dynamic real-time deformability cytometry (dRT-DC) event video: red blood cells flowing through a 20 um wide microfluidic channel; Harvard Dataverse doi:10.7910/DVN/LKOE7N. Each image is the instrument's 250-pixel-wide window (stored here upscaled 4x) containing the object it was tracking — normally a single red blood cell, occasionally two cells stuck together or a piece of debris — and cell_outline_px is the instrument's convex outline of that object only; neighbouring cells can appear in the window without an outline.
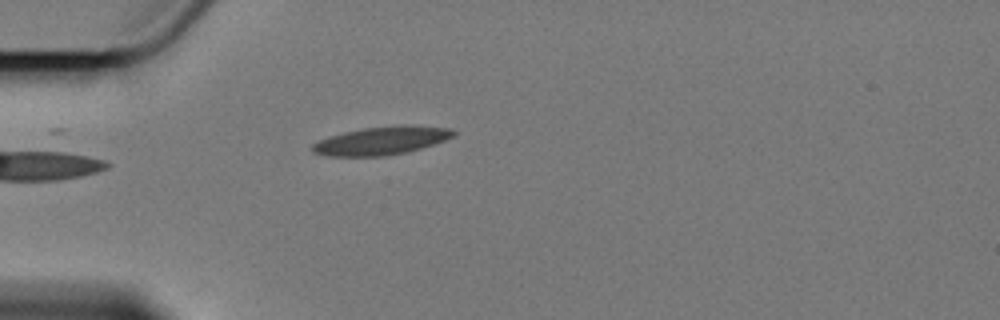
{"species": "Egyptian fruit bat (a non-hibernating species)", "species_latin": "Rousettus aegyptiacus", "temperature_condition": "cold", "stored_images_in_passage": 5, "camera_frame_rate_fps": 3000, "um_per_image_px": 0.085, "animal": {"sex": "female"}, "frame": {"image": 1, "passage_image": 5, "time_ms": 4.667, "image_size_px": [1000, 320], "cell_outline_px": [[456, 132], [452, 136], [444, 140], [420, 148], [404, 152], [384, 156], [332, 156], [312, 152], [312, 144], [328, 136], [344, 132], [364, 128], [400, 124], [416, 124], [452, 128]], "centroid_in_image_um": [32.44, 11.93], "position_along_channel_um": 52.6, "area_um2": 23.18}}